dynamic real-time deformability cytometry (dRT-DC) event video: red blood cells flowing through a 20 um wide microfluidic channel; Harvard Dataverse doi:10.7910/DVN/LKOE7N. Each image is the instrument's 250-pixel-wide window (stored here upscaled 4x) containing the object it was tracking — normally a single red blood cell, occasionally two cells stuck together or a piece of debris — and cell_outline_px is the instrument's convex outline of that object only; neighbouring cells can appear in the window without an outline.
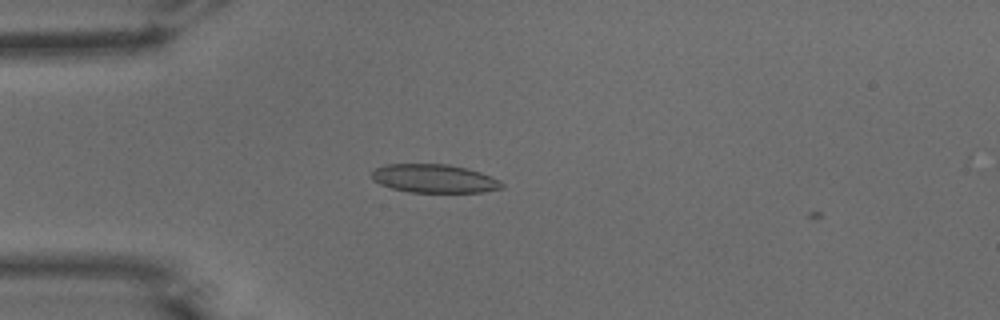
{"species": "common noctule bat (a hibernating species)", "species_latin": "Nyctalus noctula", "temperature_condition": "warm", "stored_images_in_passage": 8, "camera_frame_rate_fps": 3000, "um_per_image_px": 0.085, "animal": {"sex": "male", "body_mass_g": 15.6}, "frame": {"image": 1, "passage_image": 7, "time_ms": 2.0, "image_size_px": [1000, 320], "cell_outline_px": [[504, 188], [484, 192], [408, 192], [392, 188], [380, 184], [372, 180], [372, 172], [376, 168], [384, 164], [448, 164], [480, 172], [500, 180], [504, 184]], "centroid_in_image_um": [36.91, 15.18], "position_along_channel_um": 48.1, "area_um2": 21.62}}